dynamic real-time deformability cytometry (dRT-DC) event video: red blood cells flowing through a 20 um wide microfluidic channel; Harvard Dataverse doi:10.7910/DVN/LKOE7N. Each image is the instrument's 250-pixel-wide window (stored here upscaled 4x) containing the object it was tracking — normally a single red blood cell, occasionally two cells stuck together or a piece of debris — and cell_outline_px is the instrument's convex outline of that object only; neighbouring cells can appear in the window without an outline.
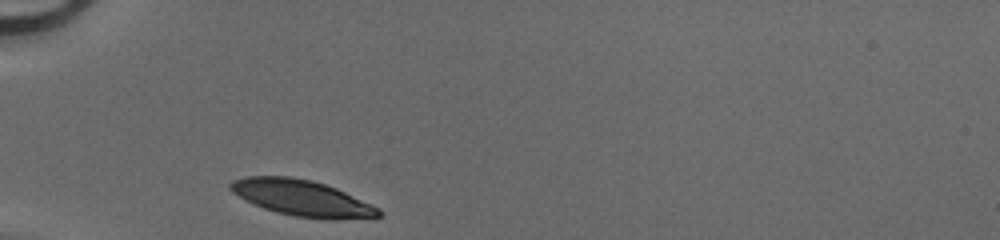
{"species": "human", "species_latin": "Homo sapiens", "temperature_condition": "cold", "stored_images_in_passage": 26, "camera_frame_rate_fps": 3000, "um_per_image_px": 0.085, "donor": {"sex": "male"}, "frame": {"image": 1, "passage_image": 1, "time_ms": 0.0, "image_size_px": [1000, 240], "cell_outline_px": [[384, 216], [336, 220], [324, 220], [292, 216], [276, 212], [264, 208], [232, 192], [228, 188], [228, 184], [232, 180], [248, 176], [288, 176], [312, 180], [336, 188], [380, 208], [384, 212]], "centroid_in_image_um": [25.71, 16.84], "position_along_channel_um": 59.3, "area_um2": 31.27}}
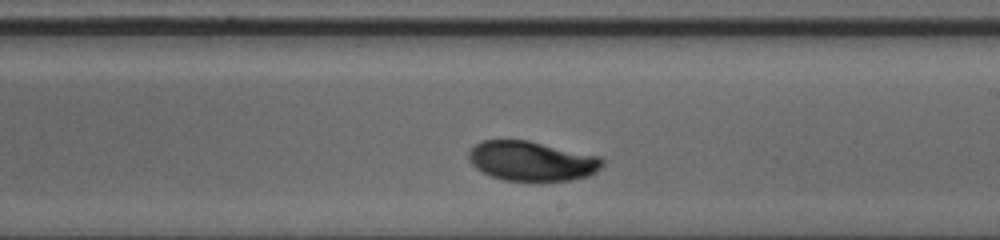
{"frame": {"image": 2, "passage_image": 15, "time_ms": 4.667, "image_size_px": [1000, 240], "cell_outline_px": [[604, 164], [596, 172], [588, 176], [572, 180], [504, 180], [492, 176], [476, 168], [472, 164], [468, 156], [468, 152], [476, 144], [484, 140], [528, 140], [600, 156], [604, 160]], "centroid_in_image_um": [45.23, 13.68], "position_along_channel_um": 243.8, "area_um2": 30.69}}
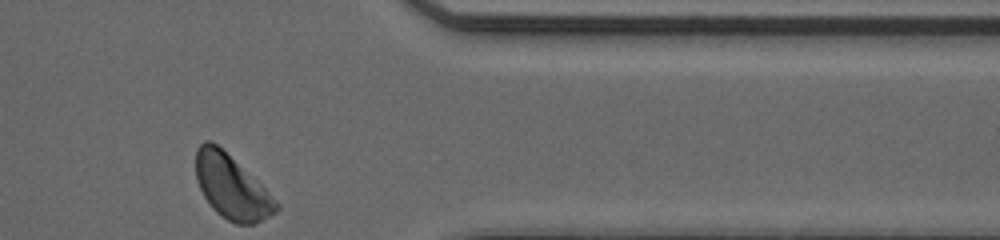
{"frame": {"image": 3, "passage_image": 26, "time_ms": 8.333, "image_size_px": [1000, 240], "cell_outline_px": [[280, 208], [276, 212], [256, 224], [236, 224], [228, 220], [216, 212], [212, 208], [204, 196], [196, 180], [196, 148], [204, 140], [208, 140], [216, 144], [260, 184], [280, 204]], "centroid_in_image_um": [19.67, 15.92], "position_along_channel_um": 391.7, "area_um2": 29.36}}